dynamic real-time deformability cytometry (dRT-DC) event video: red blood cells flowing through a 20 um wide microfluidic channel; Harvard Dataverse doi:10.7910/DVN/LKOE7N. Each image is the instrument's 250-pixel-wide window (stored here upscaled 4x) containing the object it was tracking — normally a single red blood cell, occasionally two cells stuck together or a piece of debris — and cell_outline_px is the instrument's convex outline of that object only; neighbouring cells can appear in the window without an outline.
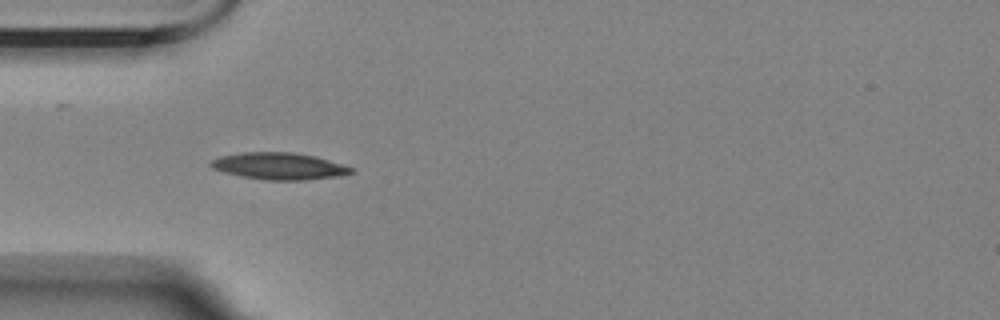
{"species": "Egyptian fruit bat (a non-hibernating species)", "species_latin": "Rousettus aegyptiacus", "temperature_condition": "room temperature", "stored_images_in_passage": 5, "camera_frame_rate_fps": 3000, "um_per_image_px": 0.085, "animal": {"sex": "female"}, "frame": {"image": 1, "passage_image": 4, "time_ms": 3.333, "image_size_px": [1000, 320], "cell_outline_px": [[356, 172], [336, 176], [304, 180], [268, 180], [244, 176], [224, 172], [212, 168], [208, 164], [212, 160], [220, 156], [244, 152], [292, 152], [316, 156], [352, 168]], "centroid_in_image_um": [23.71, 14.11], "position_along_channel_um": 61.3, "area_um2": 21.68}}
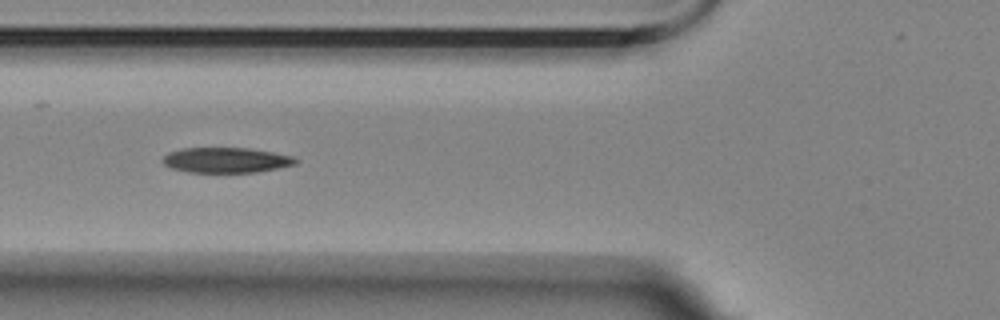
{"frame": {"image": 2, "passage_image": 5, "time_ms": 4.667, "image_size_px": [1000, 320], "cell_outline_px": [[300, 160], [296, 164], [256, 172], [188, 172], [172, 168], [164, 164], [164, 156], [168, 152], [184, 148], [248, 148], [272, 152], [292, 156]], "centroid_in_image_um": [19.24, 13.6], "position_along_channel_um": 106.6, "area_um2": 19.36}}